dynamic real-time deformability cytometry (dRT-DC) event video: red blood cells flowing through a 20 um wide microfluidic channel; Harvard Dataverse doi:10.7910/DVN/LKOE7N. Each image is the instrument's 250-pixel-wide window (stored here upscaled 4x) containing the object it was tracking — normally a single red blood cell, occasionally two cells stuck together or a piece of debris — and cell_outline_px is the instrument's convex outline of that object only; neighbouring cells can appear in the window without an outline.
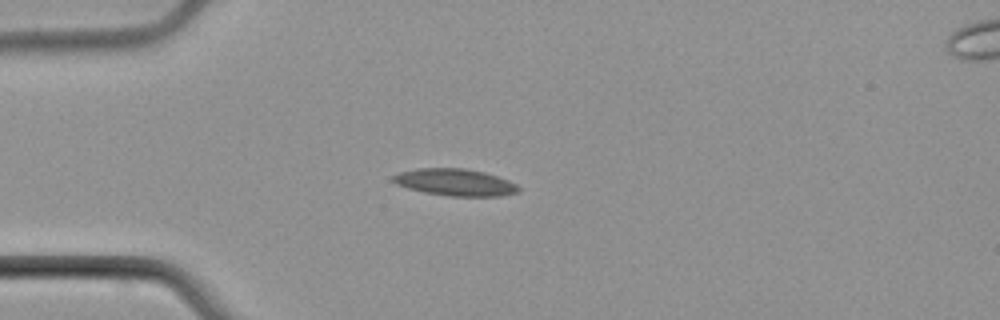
{"species": "common noctule bat (a hibernating species)", "species_latin": "Nyctalus noctula", "temperature_condition": "cold", "stored_images_in_passage": 3, "camera_frame_rate_fps": 3000, "um_per_image_px": 0.085, "animal": {"sex": "male", "body_mass_g": 21.5, "forearm_length_mm": 52.0}, "frame": {"image": 1, "passage_image": 2, "time_ms": 1.667, "image_size_px": [1000, 320], "cell_outline_px": [[520, 192], [500, 196], [448, 196], [424, 192], [408, 188], [396, 184], [392, 180], [392, 176], [400, 172], [416, 168], [464, 168], [484, 172], [508, 180], [516, 184], [520, 188]], "centroid_in_image_um": [38.69, 15.5], "position_along_channel_um": 46.3, "area_um2": 19.71}}